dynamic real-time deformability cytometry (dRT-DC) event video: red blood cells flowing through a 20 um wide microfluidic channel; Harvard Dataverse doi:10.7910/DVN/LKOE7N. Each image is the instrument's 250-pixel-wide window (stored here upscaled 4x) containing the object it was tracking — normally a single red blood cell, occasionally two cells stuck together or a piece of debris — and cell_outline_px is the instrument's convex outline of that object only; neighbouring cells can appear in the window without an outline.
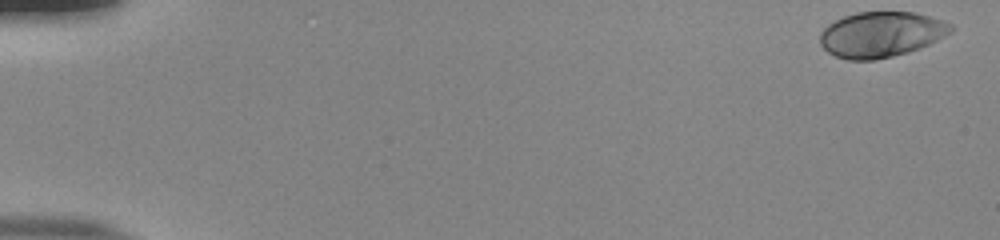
{"species": "human", "species_latin": "Homo sapiens", "temperature_condition": "room temperature", "stored_images_in_passage": 53, "camera_frame_rate_fps": 3000, "um_per_image_px": 0.085, "donor": {"sex": "male"}, "frame": {"image": 1, "passage_image": 1, "time_ms": 0.0, "image_size_px": [1000, 240], "cell_outline_px": [[956, 28], [952, 32], [920, 48], [908, 52], [876, 60], [848, 60], [836, 56], [828, 52], [820, 44], [820, 32], [828, 24], [844, 16], [856, 12], [916, 12], [944, 20], [952, 24]], "centroid_in_image_um": [74.92, 2.92], "position_along_channel_um": 10.1, "area_um2": 34.85}}
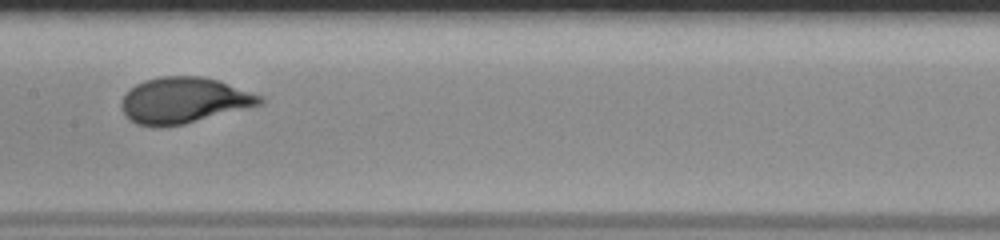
{"frame": {"image": 2, "passage_image": 28, "time_ms": 9.0, "image_size_px": [1000, 240], "cell_outline_px": [[264, 104], [184, 124], [160, 128], [152, 128], [136, 124], [128, 120], [124, 116], [120, 108], [120, 100], [136, 84], [144, 80], [160, 76], [200, 76], [216, 80], [264, 96]], "centroid_in_image_um": [15.59, 8.56], "position_along_channel_um": 191.8, "area_um2": 37.51}}
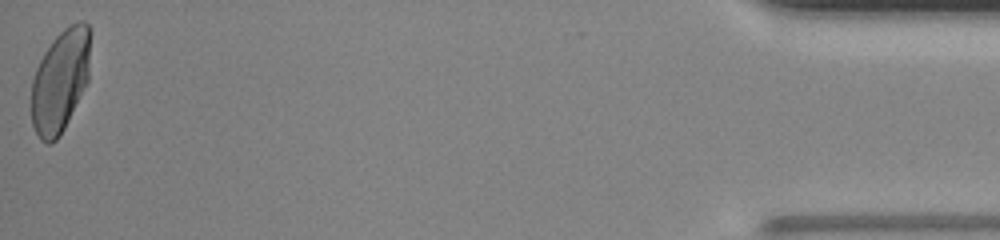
{"frame": {"image": 3, "passage_image": 53, "time_ms": 17.333, "image_size_px": [1000, 240], "cell_outline_px": [[92, 32], [88, 80], [60, 136], [52, 144], [48, 144], [40, 140], [32, 124], [32, 80], [36, 68], [44, 52], [52, 40], [64, 28], [80, 20], [84, 20], [88, 24]], "centroid_in_image_um": [5.15, 6.82], "position_along_channel_um": 430.1, "area_um2": 35.55}, "authors_computed_cell_mechanics": {"area_um2": 35.547, "velocity_mm_per_s": 3.8798, "shape_relaxation_time_tau1_ms": 3.636, "shape_relaxation_time_tau2_ms": null, "deformation_change_tau1": 0.1748, "deformation_change_tau2": null}}